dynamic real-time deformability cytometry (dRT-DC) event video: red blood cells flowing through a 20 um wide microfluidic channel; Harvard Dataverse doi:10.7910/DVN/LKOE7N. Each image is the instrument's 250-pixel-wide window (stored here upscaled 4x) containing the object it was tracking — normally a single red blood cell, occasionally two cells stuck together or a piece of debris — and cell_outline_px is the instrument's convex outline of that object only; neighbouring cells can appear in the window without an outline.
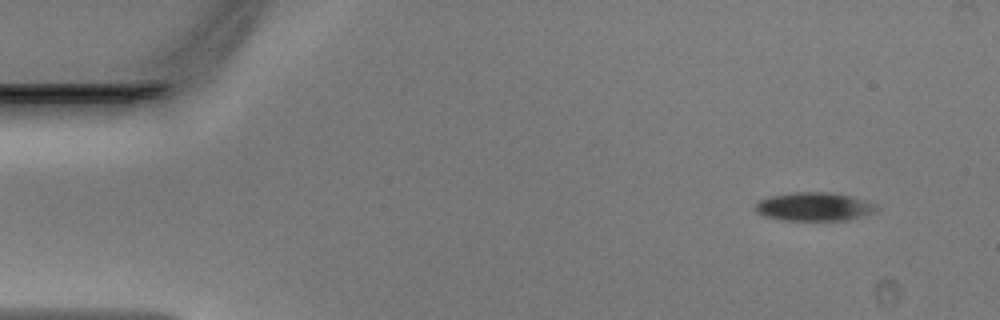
{"species": "Egyptian fruit bat (a non-hibernating species)", "species_latin": "Rousettus aegyptiacus", "temperature_condition": "warm", "stored_images_in_passage": 48, "camera_frame_rate_fps": 3000, "um_per_image_px": 0.085, "animal": {"sex": "male"}, "frame": {"image": 1, "passage_image": 4, "time_ms": 1.0, "image_size_px": [1000, 320], "cell_outline_px": [[880, 208], [876, 212], [848, 220], [780, 220], [764, 216], [756, 212], [756, 204], [760, 200], [772, 196], [796, 192], [828, 192], [848, 196], [864, 200], [876, 204]], "centroid_in_image_um": [69.23, 17.58], "position_along_channel_um": 15.8, "area_um2": 20.0}}
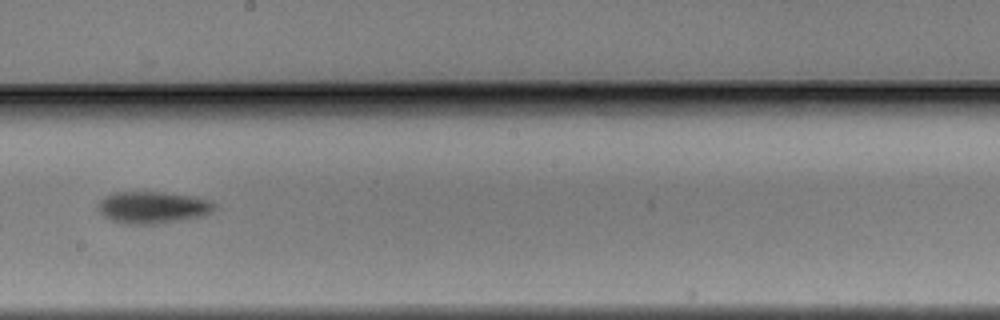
{"frame": {"image": 2, "passage_image": 27, "time_ms": 8.667, "image_size_px": [1000, 320], "cell_outline_px": [[216, 208], [212, 212], [200, 216], [152, 224], [124, 224], [112, 220], [104, 216], [96, 208], [100, 200], [104, 196], [116, 192], [164, 192], [192, 196], [208, 200], [216, 204]], "centroid_in_image_um": [12.94, 17.62], "position_along_channel_um": 235.3, "area_um2": 21.5}}
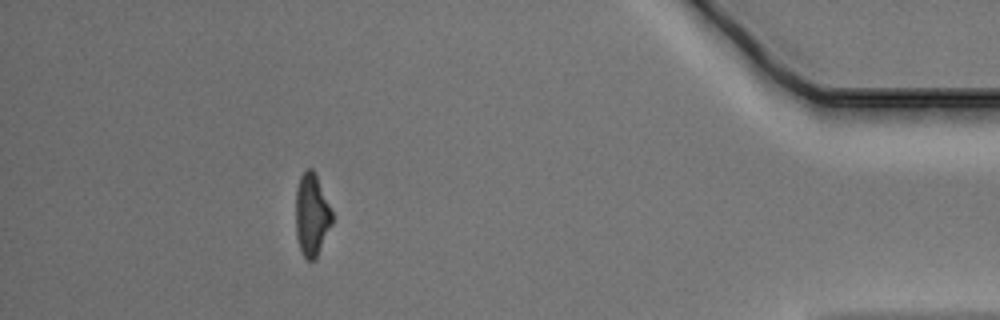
{"frame": {"image": 3, "passage_image": 43, "time_ms": 14.0, "image_size_px": [1000, 320], "cell_outline_px": [[332, 224], [316, 260], [308, 260], [304, 256], [300, 248], [296, 236], [296, 188], [300, 176], [308, 168], [312, 168], [316, 172], [332, 212]], "centroid_in_image_um": [26.5, 18.25], "position_along_channel_um": 408.7, "area_um2": 17.57}}